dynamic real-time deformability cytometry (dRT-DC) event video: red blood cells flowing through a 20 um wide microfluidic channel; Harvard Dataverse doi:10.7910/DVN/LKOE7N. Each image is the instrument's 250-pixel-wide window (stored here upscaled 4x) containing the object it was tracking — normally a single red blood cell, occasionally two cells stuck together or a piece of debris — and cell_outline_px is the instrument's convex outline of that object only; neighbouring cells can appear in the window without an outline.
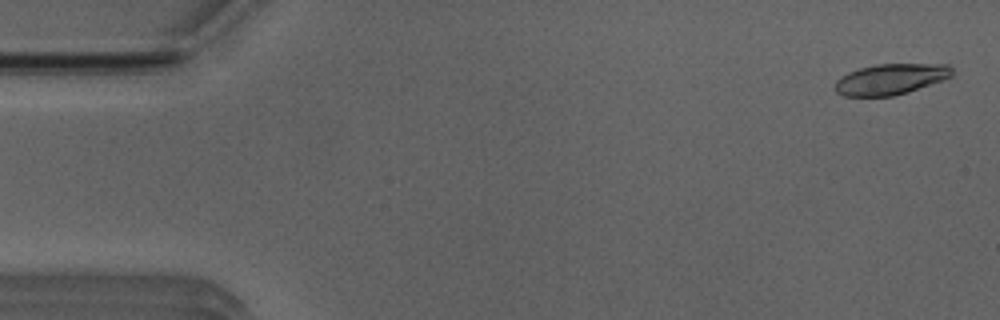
{"species": "Egyptian fruit bat (a non-hibernating species)", "species_latin": "Rousettus aegyptiacus", "temperature_condition": "room temperature", "stored_images_in_passage": 13, "camera_frame_rate_fps": 3000, "um_per_image_px": 0.085, "animal": {"sex": "male"}, "frame": {"image": 1, "passage_image": 2, "time_ms": 0.333, "image_size_px": [1000, 320], "cell_outline_px": [[952, 76], [944, 80], [908, 92], [892, 96], [844, 96], [836, 92], [836, 80], [848, 72], [860, 68], [876, 64], [948, 64], [952, 68]], "centroid_in_image_um": [75.73, 6.73], "position_along_channel_um": 9.3, "area_um2": 20.98}}